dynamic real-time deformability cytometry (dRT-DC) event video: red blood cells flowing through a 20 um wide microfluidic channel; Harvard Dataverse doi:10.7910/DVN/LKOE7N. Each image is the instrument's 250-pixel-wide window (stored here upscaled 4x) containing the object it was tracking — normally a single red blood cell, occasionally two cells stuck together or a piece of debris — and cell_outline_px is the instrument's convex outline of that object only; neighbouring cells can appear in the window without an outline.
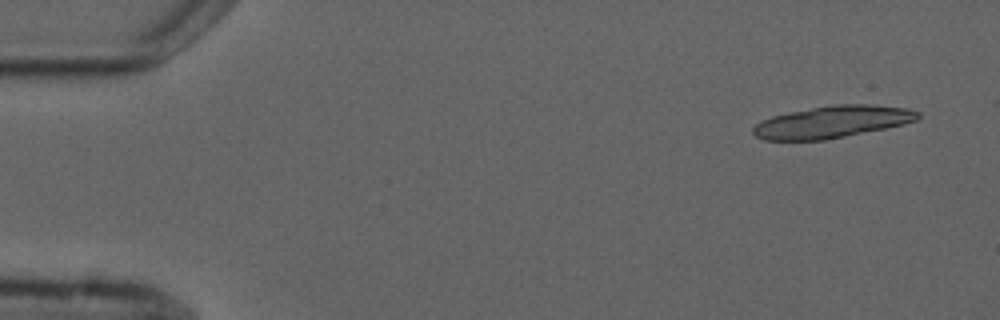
{"species": "common noctule bat (a hibernating species)", "species_latin": "Nyctalus noctula", "temperature_condition": "cold", "stored_images_in_passage": 7, "segment_of_instrument_passage": [1, 2], "camera_frame_rate_fps": 3000, "um_per_image_px": 0.085, "animal": {"sex": "male", "forearm_length_mm": 52.5}, "frame": {"image": 1, "passage_image": 1, "time_ms": 0.0, "image_size_px": [1000, 320], "cell_outline_px": [[920, 116], [916, 120], [904, 124], [824, 140], [764, 140], [756, 136], [752, 132], [752, 128], [760, 120], [772, 116], [788, 112], [836, 104], [872, 104], [908, 108], [920, 112]], "centroid_in_image_um": [70.73, 10.35], "position_along_channel_um": 14.3, "area_um2": 30.63}}